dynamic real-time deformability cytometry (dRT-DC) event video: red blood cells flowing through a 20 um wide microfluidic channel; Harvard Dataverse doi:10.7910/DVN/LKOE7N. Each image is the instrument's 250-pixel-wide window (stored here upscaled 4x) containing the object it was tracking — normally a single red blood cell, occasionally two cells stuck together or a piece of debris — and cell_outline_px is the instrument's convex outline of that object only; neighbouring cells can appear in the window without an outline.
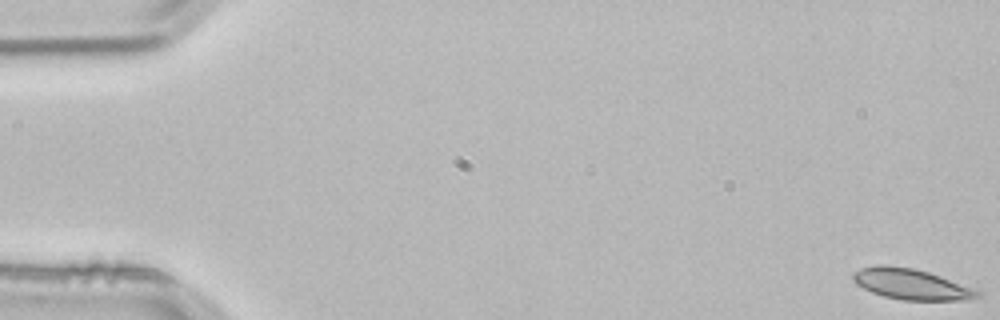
{"species": "common noctule bat (a hibernating species)", "species_latin": "Nyctalus noctula", "temperature_condition": "room temperature", "stored_images_in_passage": 54, "camera_frame_rate_fps": 3000, "um_per_image_px": 0.085, "animal": {"sex": "male", "body_mass_g": 21.5, "forearm_length_mm": 52.0}, "frame": {"image": 1, "passage_image": 1, "time_ms": 0.0, "image_size_px": [1000, 320], "cell_outline_px": [[980, 296], [968, 300], [904, 300], [884, 296], [872, 292], [856, 284], [852, 280], [852, 272], [860, 268], [876, 264], [884, 264], [912, 268], [928, 272], [940, 276], [980, 292]], "centroid_in_image_um": [77.37, 24.14], "position_along_channel_um": 7.6, "area_um2": 22.08}}
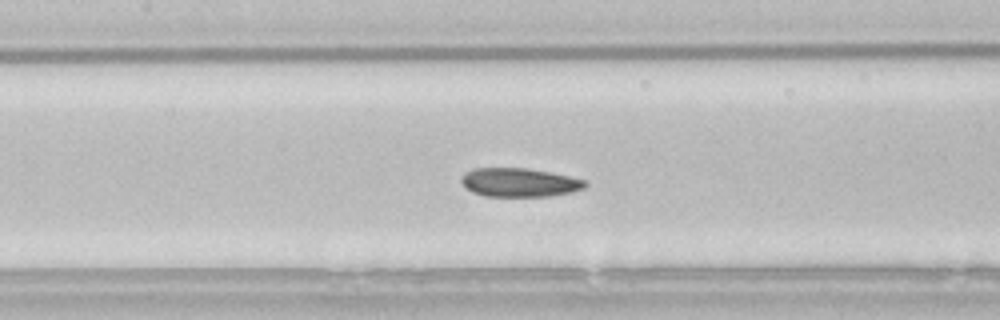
{"frame": {"image": 2, "passage_image": 25, "time_ms": 8.0, "image_size_px": [1000, 320], "cell_outline_px": [[588, 184], [584, 188], [572, 192], [548, 196], [484, 196], [472, 192], [464, 188], [460, 180], [464, 172], [472, 168], [528, 168], [588, 180]], "centroid_in_image_um": [44.12, 15.5], "position_along_channel_um": 163.3, "area_um2": 20.92}}
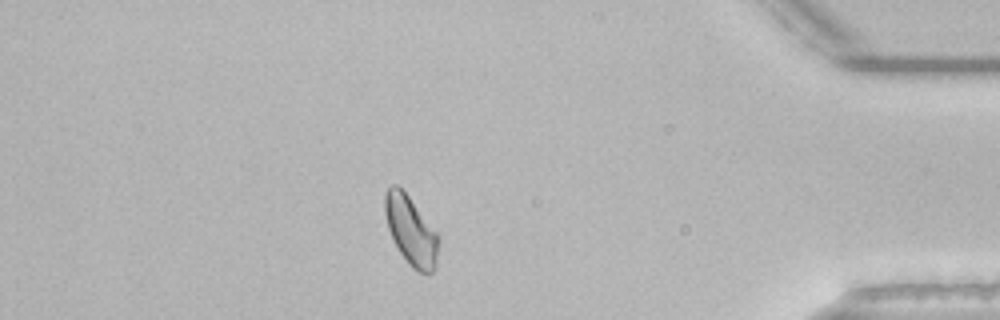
{"frame": {"image": 3, "passage_image": 47, "time_ms": 15.333, "image_size_px": [1000, 320], "cell_outline_px": [[440, 240], [436, 268], [428, 276], [412, 268], [408, 264], [392, 240], [388, 228], [384, 212], [384, 196], [388, 188], [392, 184], [396, 184], [408, 196], [436, 232]], "centroid_in_image_um": [34.93, 19.66], "position_along_channel_um": 400.3, "area_um2": 21.62}, "authors_computed_cell_mechanics": {"area_um2": 21.5594, "velocity_mm_per_s": 3.7871, "shape_relaxation_time_tau1_ms": 9.8434, "shape_relaxation_time_tau2_ms": 5.5765, "deformation_change_tau1": 0.1569, "deformation_change_tau2": 0.0648}}